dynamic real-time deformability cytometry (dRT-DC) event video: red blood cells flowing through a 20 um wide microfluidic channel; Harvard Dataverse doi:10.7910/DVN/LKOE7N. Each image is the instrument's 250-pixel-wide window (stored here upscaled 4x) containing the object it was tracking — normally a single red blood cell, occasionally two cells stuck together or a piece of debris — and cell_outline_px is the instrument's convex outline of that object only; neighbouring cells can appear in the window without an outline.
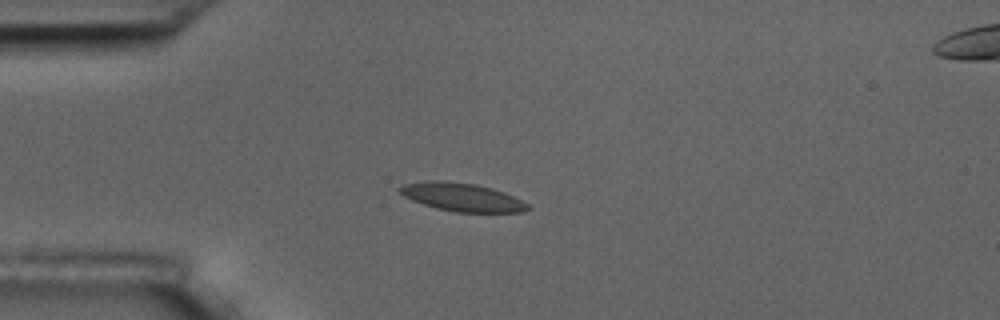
{"species": "common noctule bat (a hibernating species)", "species_latin": "Nyctalus noctula", "temperature_condition": "room temperature", "stored_images_in_passage": 10, "camera_frame_rate_fps": 3000, "um_per_image_px": 0.085, "animal": {"sex": "male", "body_mass_g": 17.5, "forearm_length_mm": 52.3}, "frame": {"image": 1, "passage_image": 5, "time_ms": 4.667, "image_size_px": [1000, 320], "cell_outline_px": [[532, 208], [524, 212], [456, 212], [436, 208], [412, 200], [404, 196], [396, 188], [404, 184], [424, 180], [440, 180], [476, 184], [492, 188], [504, 192], [528, 204]], "centroid_in_image_um": [39.25, 16.75], "position_along_channel_um": 45.7, "area_um2": 21.1}}
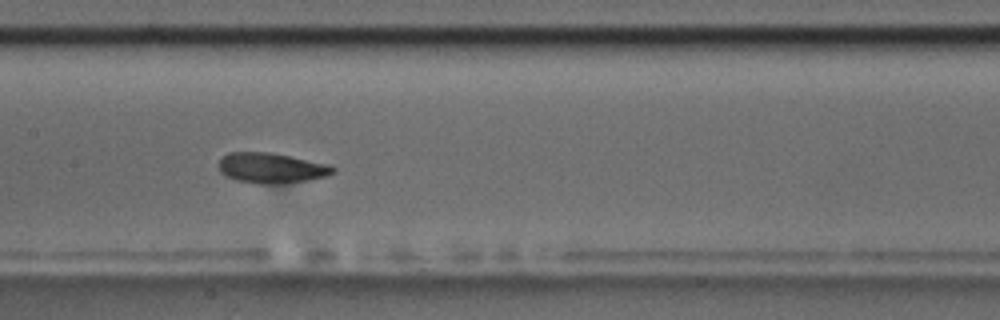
{"frame": {"image": 2, "passage_image": 9, "time_ms": 9.0, "image_size_px": [1000, 320], "cell_outline_px": [[336, 172], [328, 176], [308, 180], [280, 184], [260, 184], [236, 180], [224, 176], [220, 172], [220, 160], [228, 152], [268, 152], [328, 164], [336, 168]], "centroid_in_image_um": [23.08, 14.29], "position_along_channel_um": 184.3, "area_um2": 20.17}}
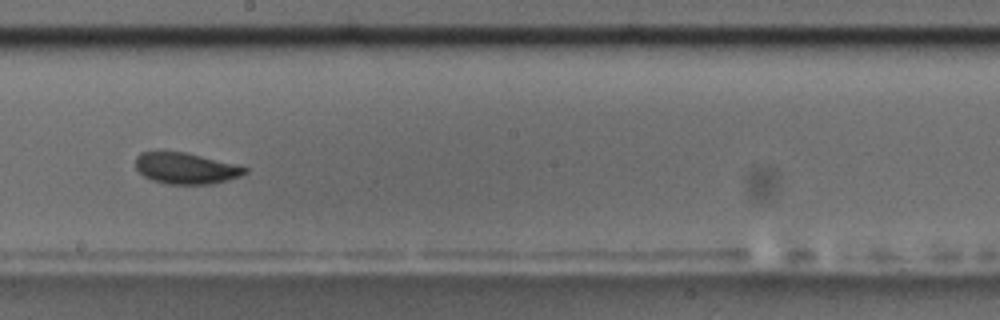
{"frame": {"image": 3, "passage_image": 10, "time_ms": 10.333, "image_size_px": [1000, 320], "cell_outline_px": [[248, 172], [240, 176], [212, 184], [168, 184], [152, 180], [144, 176], [136, 168], [136, 156], [140, 152], [184, 152], [248, 168]], "centroid_in_image_um": [15.77, 14.32], "position_along_channel_um": 232.4, "area_um2": 19.48}}